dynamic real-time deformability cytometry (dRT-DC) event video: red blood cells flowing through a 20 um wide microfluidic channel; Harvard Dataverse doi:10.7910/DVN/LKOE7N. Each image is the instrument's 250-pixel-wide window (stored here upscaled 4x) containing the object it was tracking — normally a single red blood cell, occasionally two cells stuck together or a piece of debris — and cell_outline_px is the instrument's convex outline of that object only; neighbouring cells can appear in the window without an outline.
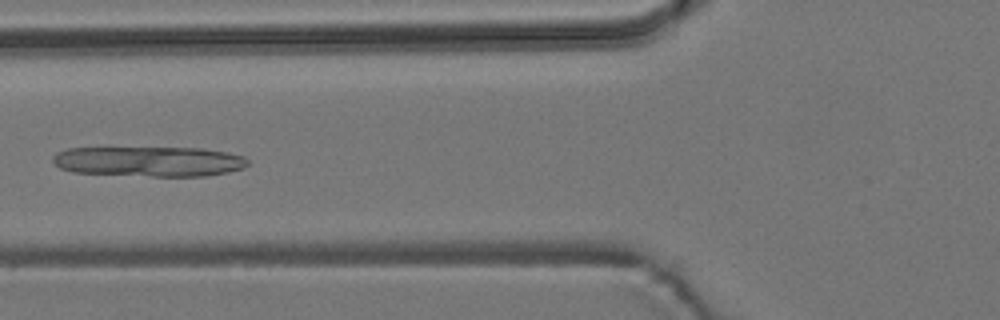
{"species": "common noctule bat (a hibernating species)", "species_latin": "Nyctalus noctula", "temperature_condition": "room temperature", "stored_images_in_passage": 6, "camera_frame_rate_fps": 3000, "um_per_image_px": 0.085, "animal": {"sex": "male", "body_mass_g": 19.2, "forearm_length_mm": 51.8}, "frame": {"image": 1, "passage_image": 6, "time_ms": 1.667, "image_size_px": [1000, 320], "cell_outline_px": [[248, 164], [244, 168], [228, 172], [208, 176], [152, 176], [72, 172], [60, 168], [52, 160], [52, 156], [56, 152], [68, 148], [200, 148], [228, 152], [244, 156], [248, 160]], "centroid_in_image_um": [12.69, 13.72], "position_along_channel_um": 113.1, "area_um2": 34.28}}